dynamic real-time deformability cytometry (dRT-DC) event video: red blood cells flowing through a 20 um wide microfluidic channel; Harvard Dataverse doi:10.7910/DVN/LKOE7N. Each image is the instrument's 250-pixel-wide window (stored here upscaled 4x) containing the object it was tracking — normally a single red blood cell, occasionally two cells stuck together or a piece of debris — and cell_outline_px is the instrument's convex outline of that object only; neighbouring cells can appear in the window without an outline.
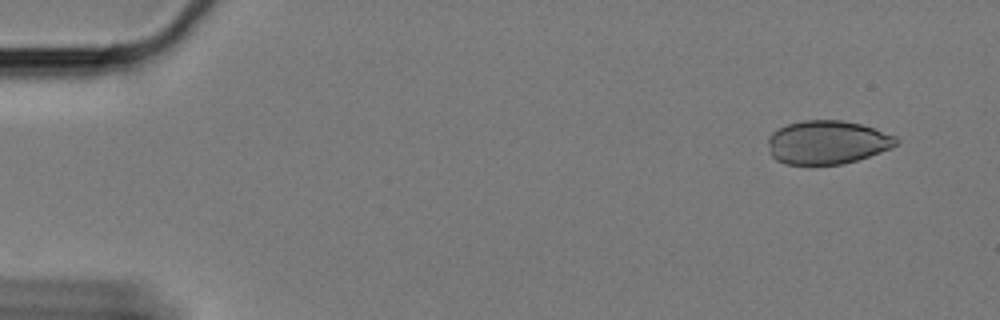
{"species": "Egyptian fruit bat (a non-hibernating species)", "species_latin": "Rousettus aegyptiacus", "temperature_condition": "cold", "stored_images_in_passage": 43, "camera_frame_rate_fps": 3000, "um_per_image_px": 0.085, "animal": {"sex": "female"}, "frame": {"image": 1, "passage_image": 2, "time_ms": 0.333, "image_size_px": [1000, 320], "cell_outline_px": [[900, 140], [892, 148], [844, 164], [784, 164], [776, 160], [772, 156], [768, 144], [768, 136], [772, 132], [788, 124], [804, 120], [844, 120], [860, 124], [896, 136]], "centroid_in_image_um": [70.31, 12.1], "position_along_channel_um": 14.7, "area_um2": 32.43}}
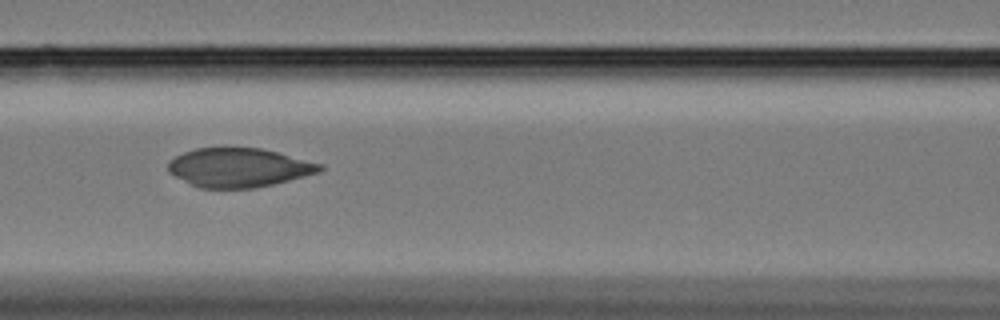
{"frame": {"image": 2, "passage_image": 24, "time_ms": 7.667, "image_size_px": [1000, 320], "cell_outline_px": [[324, 168], [320, 172], [272, 184], [252, 188], [200, 188], [168, 172], [168, 160], [184, 152], [196, 148], [260, 148], [324, 164]], "centroid_in_image_um": [20.3, 14.24], "position_along_channel_um": 146.3, "area_um2": 34.16}}
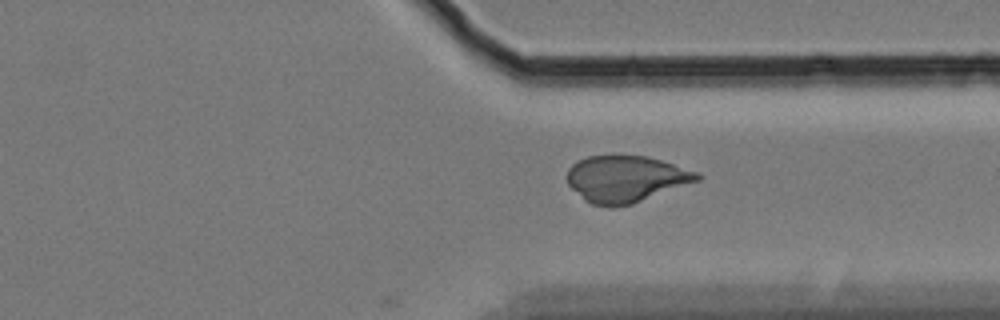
{"frame": {"image": 3, "passage_image": 43, "time_ms": 14.0, "image_size_px": [1000, 320], "cell_outline_px": [[704, 176], [700, 180], [632, 204], [612, 208], [592, 204], [584, 200], [568, 184], [568, 168], [576, 160], [588, 156], [644, 156], [660, 160], [700, 172]], "centroid_in_image_um": [53.21, 15.22], "position_along_channel_um": 358.2, "area_um2": 35.32}}